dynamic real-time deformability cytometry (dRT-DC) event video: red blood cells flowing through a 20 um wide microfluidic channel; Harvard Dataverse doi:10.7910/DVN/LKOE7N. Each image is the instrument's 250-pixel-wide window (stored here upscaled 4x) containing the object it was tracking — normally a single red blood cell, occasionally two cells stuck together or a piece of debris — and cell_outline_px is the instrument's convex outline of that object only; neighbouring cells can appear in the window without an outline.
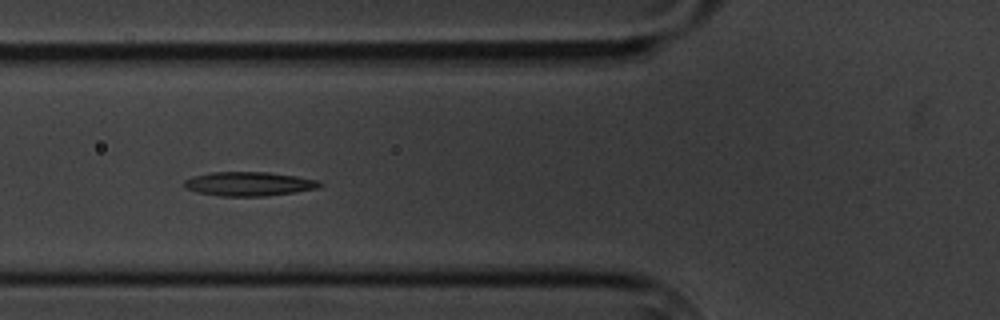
{"species": "common noctule bat (a hibernating species)", "species_latin": "Nyctalus noctula", "temperature_condition": "cold", "stored_images_in_passage": 3, "camera_frame_rate_fps": 3000, "um_per_image_px": 0.085, "animal": {"sex": "male", "body_mass_g": 20.1, "forearm_length_mm": 53.5}, "frame": {"image": 1, "passage_image": 2, "time_ms": 1.333, "image_size_px": [1000, 320], "cell_outline_px": [[324, 184], [316, 188], [296, 192], [264, 196], [220, 196], [196, 192], [184, 188], [184, 180], [192, 176], [212, 172], [268, 172], [296, 176], [320, 180]], "centroid_in_image_um": [21.15, 15.63], "position_along_channel_um": 104.7, "area_um2": 19.13}}
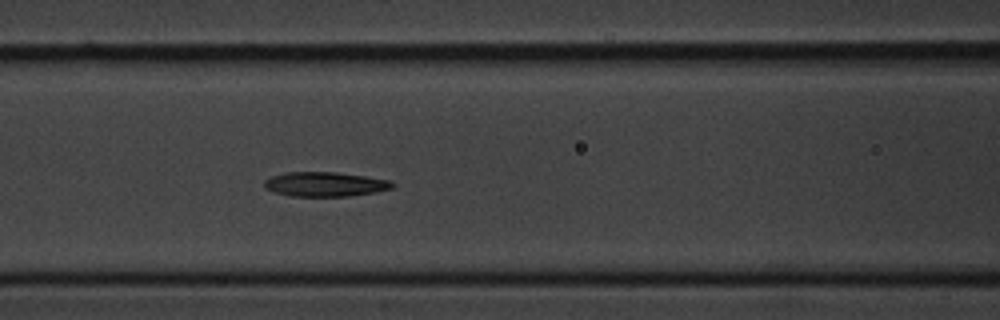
{"frame": {"image": 2, "passage_image": 3, "time_ms": 2.333, "image_size_px": [1000, 320], "cell_outline_px": [[396, 184], [392, 188], [376, 192], [348, 196], [292, 196], [276, 192], [264, 188], [264, 180], [272, 176], [284, 172], [336, 172], [392, 180]], "centroid_in_image_um": [27.65, 15.65], "position_along_channel_um": 139.0, "area_um2": 18.32}}